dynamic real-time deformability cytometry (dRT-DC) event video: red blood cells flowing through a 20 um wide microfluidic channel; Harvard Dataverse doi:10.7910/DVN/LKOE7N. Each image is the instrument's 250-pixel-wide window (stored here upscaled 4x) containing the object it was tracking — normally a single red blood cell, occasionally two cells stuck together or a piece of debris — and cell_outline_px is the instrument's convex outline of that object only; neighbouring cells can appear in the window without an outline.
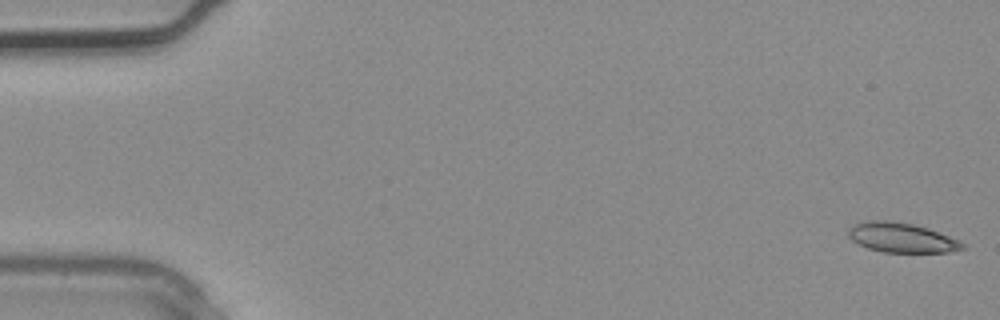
{"species": "common noctule bat (a hibernating species)", "species_latin": "Nyctalus noctula", "temperature_condition": "warm", "stored_images_in_passage": 4, "camera_frame_rate_fps": 3000, "um_per_image_px": 0.085, "animal": {"sex": "male", "body_mass_g": 20.4}, "frame": {"image": 1, "passage_image": 1, "time_ms": 0.0, "image_size_px": [1000, 320], "cell_outline_px": [[968, 248], [948, 252], [884, 252], [868, 248], [852, 240], [848, 236], [848, 228], [856, 224], [868, 220], [888, 220], [912, 224], [928, 228], [960, 240]], "centroid_in_image_um": [76.66, 20.2], "position_along_channel_um": 8.3, "area_um2": 19.71}}
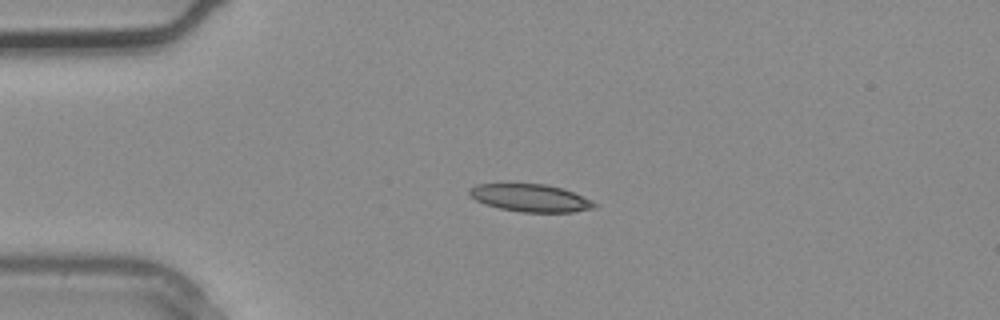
{"frame": {"image": 2, "passage_image": 3, "time_ms": 0.667, "image_size_px": [1000, 320], "cell_outline_px": [[596, 204], [592, 208], [572, 212], [520, 212], [500, 208], [484, 204], [468, 196], [468, 188], [476, 184], [544, 184], [564, 188], [592, 200]], "centroid_in_image_um": [45.04, 16.82], "position_along_channel_um": 40.0, "area_um2": 20.11}}
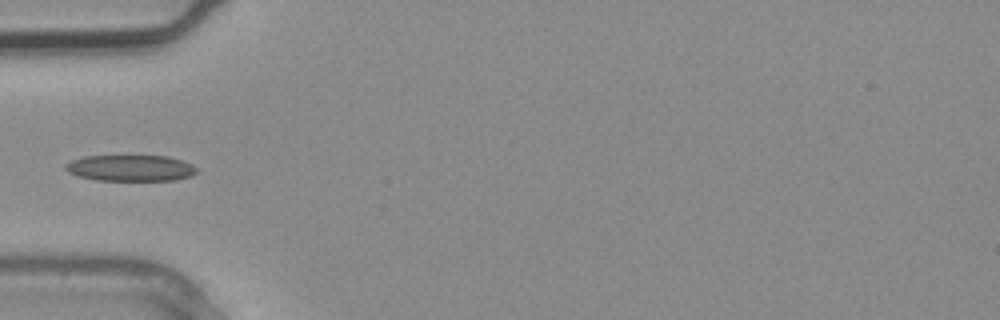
{"frame": {"image": 3, "passage_image": 4, "time_ms": 1.0, "image_size_px": [1000, 320], "cell_outline_px": [[196, 172], [192, 176], [176, 180], [96, 180], [80, 176], [68, 172], [64, 168], [72, 160], [84, 156], [168, 156], [192, 164], [196, 168]], "centroid_in_image_um": [11.12, 14.28], "position_along_channel_um": 73.9, "area_um2": 19.83}}